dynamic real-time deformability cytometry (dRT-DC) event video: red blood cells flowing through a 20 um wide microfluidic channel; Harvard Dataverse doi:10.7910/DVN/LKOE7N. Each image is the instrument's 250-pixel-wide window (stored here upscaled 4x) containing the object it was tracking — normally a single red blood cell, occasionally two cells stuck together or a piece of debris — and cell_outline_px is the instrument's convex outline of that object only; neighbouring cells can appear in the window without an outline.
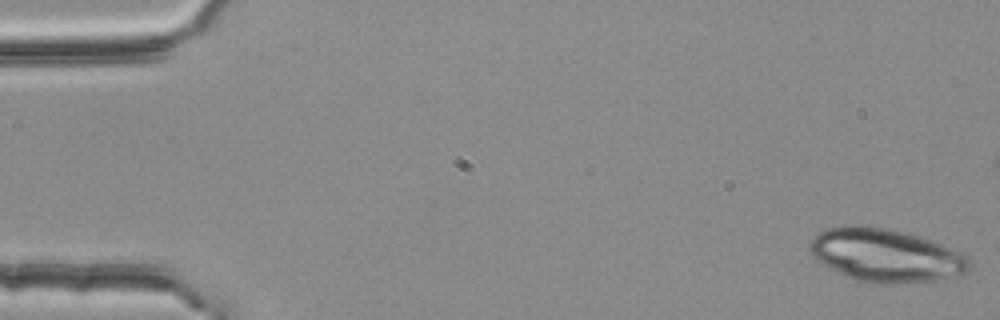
{"species": "common noctule bat (a hibernating species)", "species_latin": "Nyctalus noctula", "temperature_condition": "room temperature", "stored_images_in_passage": 5, "camera_frame_rate_fps": 3000, "um_per_image_px": 0.085, "animal": {"sex": "female", "body_mass_g": 25.1}, "frame": {"image": 1, "passage_image": 1, "time_ms": 0.0, "image_size_px": [1000, 320], "cell_outline_px": [[972, 264], [968, 272], [932, 280], [892, 284], [868, 284], [856, 280], [816, 260], [812, 256], [808, 248], [812, 236], [828, 228], [848, 224], [856, 224], [884, 228], [904, 232], [920, 236], [932, 240], [960, 252], [968, 256]], "centroid_in_image_um": [75.27, 21.69], "position_along_channel_um": 9.7, "area_um2": 49.48}}